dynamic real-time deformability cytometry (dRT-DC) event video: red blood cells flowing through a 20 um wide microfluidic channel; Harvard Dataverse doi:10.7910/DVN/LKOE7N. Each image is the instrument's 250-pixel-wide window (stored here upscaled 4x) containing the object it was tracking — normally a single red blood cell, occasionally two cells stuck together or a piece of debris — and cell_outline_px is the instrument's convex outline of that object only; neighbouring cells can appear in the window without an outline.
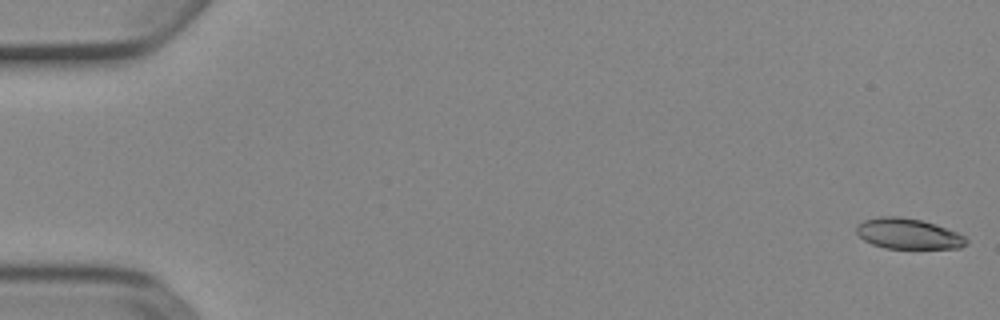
{"species": "Egyptian fruit bat (a non-hibernating species)", "species_latin": "Rousettus aegyptiacus", "temperature_condition": "cold", "stored_images_in_passage": 6, "camera_frame_rate_fps": 3000, "um_per_image_px": 0.085, "animal": {"sex": "female"}, "frame": {"image": 1, "passage_image": 1, "time_ms": 0.0, "image_size_px": [1000, 320], "cell_outline_px": [[968, 244], [960, 248], [884, 248], [872, 244], [864, 240], [856, 232], [856, 224], [864, 220], [880, 216], [900, 216], [920, 220], [956, 232], [964, 236], [968, 240]], "centroid_in_image_um": [77.16, 19.87], "position_along_channel_um": 7.8, "area_um2": 19.42}}
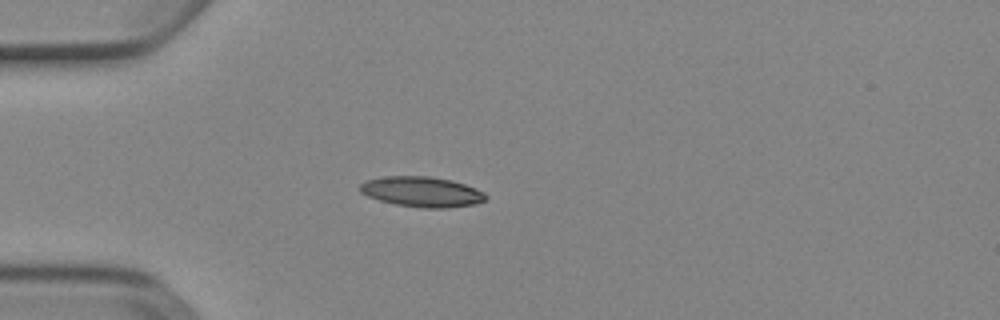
{"frame": {"image": 2, "passage_image": 5, "time_ms": 1.333, "image_size_px": [1000, 320], "cell_outline_px": [[488, 200], [476, 204], [444, 208], [424, 208], [396, 204], [380, 200], [368, 196], [360, 192], [360, 184], [364, 180], [384, 176], [428, 176], [452, 180], [476, 188], [484, 192], [488, 196]], "centroid_in_image_um": [35.88, 16.3], "position_along_channel_um": 49.1, "area_um2": 22.31}}